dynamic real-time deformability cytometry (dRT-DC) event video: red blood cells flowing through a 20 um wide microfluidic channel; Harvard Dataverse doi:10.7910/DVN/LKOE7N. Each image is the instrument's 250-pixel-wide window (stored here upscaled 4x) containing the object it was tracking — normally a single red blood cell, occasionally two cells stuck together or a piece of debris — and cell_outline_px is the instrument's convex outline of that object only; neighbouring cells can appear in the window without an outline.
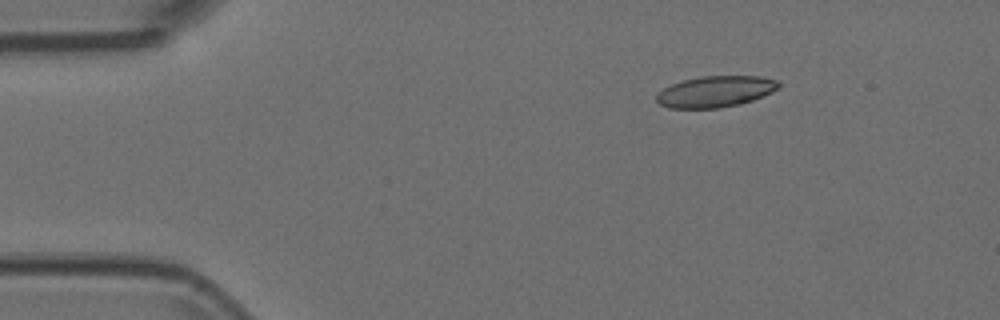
{"species": "Egyptian fruit bat (a non-hibernating species)", "species_latin": "Rousettus aegyptiacus", "temperature_condition": "room temperature", "stored_images_in_passage": 49, "camera_frame_rate_fps": 3000, "um_per_image_px": 0.085, "animal": {"sex": "female"}, "frame": {"image": 1, "passage_image": 3, "time_ms": 0.667, "image_size_px": [1000, 320], "cell_outline_px": [[780, 84], [772, 92], [752, 100], [740, 104], [720, 108], [668, 108], [660, 104], [656, 100], [656, 96], [664, 88], [672, 84], [684, 80], [700, 76], [760, 76], [776, 80]], "centroid_in_image_um": [60.8, 7.78], "position_along_channel_um": 24.2, "area_um2": 22.02}}
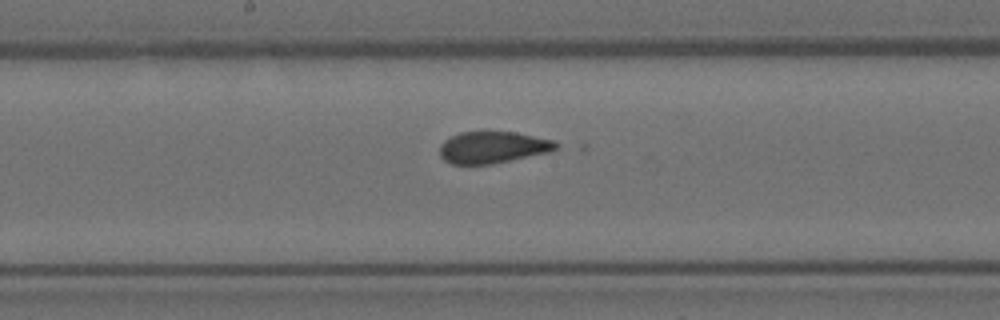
{"frame": {"image": 2, "passage_image": 23, "time_ms": 7.333, "image_size_px": [1000, 320], "cell_outline_px": [[556, 148], [548, 152], [492, 164], [452, 164], [444, 160], [440, 156], [440, 144], [444, 140], [460, 132], [516, 132], [552, 140], [556, 144]], "centroid_in_image_um": [41.83, 12.52], "position_along_channel_um": 206.4, "area_um2": 21.21}}
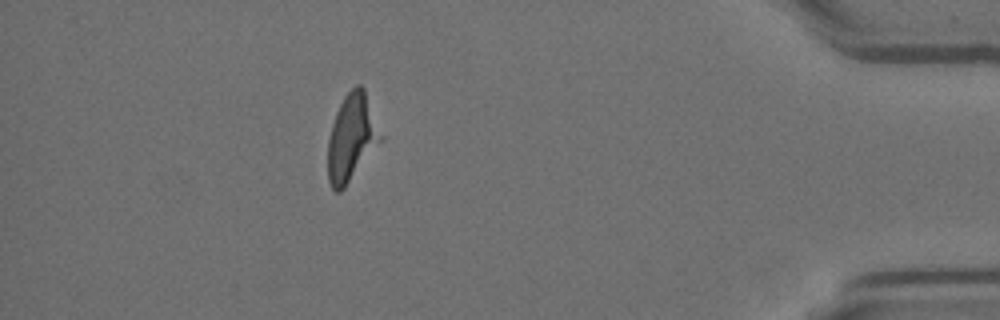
{"frame": {"image": 3, "passage_image": 43, "time_ms": 14.0, "image_size_px": [1000, 320], "cell_outline_px": [[384, 136], [344, 188], [340, 192], [336, 192], [332, 188], [328, 180], [328, 140], [332, 124], [336, 112], [344, 96], [356, 84], [360, 84], [364, 88]], "centroid_in_image_um": [29.89, 11.67], "position_along_channel_um": 405.3, "area_um2": 26.53}}